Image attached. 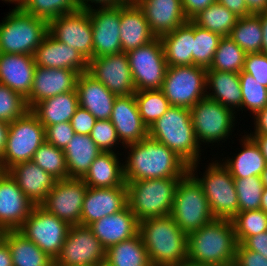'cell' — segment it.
<instances>
[{
	"mask_svg": "<svg viewBox=\"0 0 267 266\" xmlns=\"http://www.w3.org/2000/svg\"><path fill=\"white\" fill-rule=\"evenodd\" d=\"M124 148L125 181L183 178L189 172V165L183 159L149 136Z\"/></svg>",
	"mask_w": 267,
	"mask_h": 266,
	"instance_id": "6da1fadb",
	"label": "cell"
},
{
	"mask_svg": "<svg viewBox=\"0 0 267 266\" xmlns=\"http://www.w3.org/2000/svg\"><path fill=\"white\" fill-rule=\"evenodd\" d=\"M187 261L199 265L234 266L238 245L230 219L215 218L187 235Z\"/></svg>",
	"mask_w": 267,
	"mask_h": 266,
	"instance_id": "7a4b0ae2",
	"label": "cell"
},
{
	"mask_svg": "<svg viewBox=\"0 0 267 266\" xmlns=\"http://www.w3.org/2000/svg\"><path fill=\"white\" fill-rule=\"evenodd\" d=\"M139 234L153 266H177L187 261V234L170 215L139 222Z\"/></svg>",
	"mask_w": 267,
	"mask_h": 266,
	"instance_id": "3957f363",
	"label": "cell"
},
{
	"mask_svg": "<svg viewBox=\"0 0 267 266\" xmlns=\"http://www.w3.org/2000/svg\"><path fill=\"white\" fill-rule=\"evenodd\" d=\"M148 136L174 151L188 165L197 163L203 155L195 136L188 108L171 106L151 127Z\"/></svg>",
	"mask_w": 267,
	"mask_h": 266,
	"instance_id": "277c9868",
	"label": "cell"
},
{
	"mask_svg": "<svg viewBox=\"0 0 267 266\" xmlns=\"http://www.w3.org/2000/svg\"><path fill=\"white\" fill-rule=\"evenodd\" d=\"M212 159L203 173L200 161L189 165V173L202 186L214 218L231 220L239 212L234 178L219 159Z\"/></svg>",
	"mask_w": 267,
	"mask_h": 266,
	"instance_id": "5b68a950",
	"label": "cell"
},
{
	"mask_svg": "<svg viewBox=\"0 0 267 266\" xmlns=\"http://www.w3.org/2000/svg\"><path fill=\"white\" fill-rule=\"evenodd\" d=\"M182 178L125 181L127 201L140 222L151 217L170 215L177 186Z\"/></svg>",
	"mask_w": 267,
	"mask_h": 266,
	"instance_id": "8992f818",
	"label": "cell"
},
{
	"mask_svg": "<svg viewBox=\"0 0 267 266\" xmlns=\"http://www.w3.org/2000/svg\"><path fill=\"white\" fill-rule=\"evenodd\" d=\"M0 22V53L33 55L48 33V22L13 8Z\"/></svg>",
	"mask_w": 267,
	"mask_h": 266,
	"instance_id": "52a82bcc",
	"label": "cell"
},
{
	"mask_svg": "<svg viewBox=\"0 0 267 266\" xmlns=\"http://www.w3.org/2000/svg\"><path fill=\"white\" fill-rule=\"evenodd\" d=\"M170 216L187 235L215 219L202 186L189 172L177 186Z\"/></svg>",
	"mask_w": 267,
	"mask_h": 266,
	"instance_id": "ba28073f",
	"label": "cell"
},
{
	"mask_svg": "<svg viewBox=\"0 0 267 266\" xmlns=\"http://www.w3.org/2000/svg\"><path fill=\"white\" fill-rule=\"evenodd\" d=\"M190 111L195 136L200 146H213L215 143L221 146V142L225 143L230 136L233 138L232 132L236 128L235 121L238 118L231 109L206 97L198 101Z\"/></svg>",
	"mask_w": 267,
	"mask_h": 266,
	"instance_id": "9c48e42d",
	"label": "cell"
},
{
	"mask_svg": "<svg viewBox=\"0 0 267 266\" xmlns=\"http://www.w3.org/2000/svg\"><path fill=\"white\" fill-rule=\"evenodd\" d=\"M45 142V127L29 109L9 123L5 151L0 163L8 170L17 163L32 161L34 153Z\"/></svg>",
	"mask_w": 267,
	"mask_h": 266,
	"instance_id": "30bf717a",
	"label": "cell"
},
{
	"mask_svg": "<svg viewBox=\"0 0 267 266\" xmlns=\"http://www.w3.org/2000/svg\"><path fill=\"white\" fill-rule=\"evenodd\" d=\"M206 71L196 65L168 67L161 90L169 104L191 109L206 98Z\"/></svg>",
	"mask_w": 267,
	"mask_h": 266,
	"instance_id": "8fae6325",
	"label": "cell"
},
{
	"mask_svg": "<svg viewBox=\"0 0 267 266\" xmlns=\"http://www.w3.org/2000/svg\"><path fill=\"white\" fill-rule=\"evenodd\" d=\"M127 58L136 92L162 88L168 65L159 37L128 51Z\"/></svg>",
	"mask_w": 267,
	"mask_h": 266,
	"instance_id": "7c38bea8",
	"label": "cell"
},
{
	"mask_svg": "<svg viewBox=\"0 0 267 266\" xmlns=\"http://www.w3.org/2000/svg\"><path fill=\"white\" fill-rule=\"evenodd\" d=\"M70 227L67 222L47 212L40 205H35L18 231L55 260Z\"/></svg>",
	"mask_w": 267,
	"mask_h": 266,
	"instance_id": "4fadbf2b",
	"label": "cell"
},
{
	"mask_svg": "<svg viewBox=\"0 0 267 266\" xmlns=\"http://www.w3.org/2000/svg\"><path fill=\"white\" fill-rule=\"evenodd\" d=\"M48 33L76 49L88 62L93 58V31L88 10L78 9L50 20Z\"/></svg>",
	"mask_w": 267,
	"mask_h": 266,
	"instance_id": "5bb4252c",
	"label": "cell"
},
{
	"mask_svg": "<svg viewBox=\"0 0 267 266\" xmlns=\"http://www.w3.org/2000/svg\"><path fill=\"white\" fill-rule=\"evenodd\" d=\"M106 251L89 226L72 225L54 262L62 266H94L106 258Z\"/></svg>",
	"mask_w": 267,
	"mask_h": 266,
	"instance_id": "9a60e30c",
	"label": "cell"
},
{
	"mask_svg": "<svg viewBox=\"0 0 267 266\" xmlns=\"http://www.w3.org/2000/svg\"><path fill=\"white\" fill-rule=\"evenodd\" d=\"M87 189L88 186L82 179L58 180L40 206L70 226L79 225Z\"/></svg>",
	"mask_w": 267,
	"mask_h": 266,
	"instance_id": "2e32d148",
	"label": "cell"
},
{
	"mask_svg": "<svg viewBox=\"0 0 267 266\" xmlns=\"http://www.w3.org/2000/svg\"><path fill=\"white\" fill-rule=\"evenodd\" d=\"M87 72L116 96L136 93L126 52L92 58Z\"/></svg>",
	"mask_w": 267,
	"mask_h": 266,
	"instance_id": "e0dca14e",
	"label": "cell"
},
{
	"mask_svg": "<svg viewBox=\"0 0 267 266\" xmlns=\"http://www.w3.org/2000/svg\"><path fill=\"white\" fill-rule=\"evenodd\" d=\"M93 31V58L122 52L120 4L88 9Z\"/></svg>",
	"mask_w": 267,
	"mask_h": 266,
	"instance_id": "ac0fdd59",
	"label": "cell"
},
{
	"mask_svg": "<svg viewBox=\"0 0 267 266\" xmlns=\"http://www.w3.org/2000/svg\"><path fill=\"white\" fill-rule=\"evenodd\" d=\"M127 205L126 183L111 188L88 187L82 204L80 225L90 226L105 216L121 211Z\"/></svg>",
	"mask_w": 267,
	"mask_h": 266,
	"instance_id": "d6986e66",
	"label": "cell"
},
{
	"mask_svg": "<svg viewBox=\"0 0 267 266\" xmlns=\"http://www.w3.org/2000/svg\"><path fill=\"white\" fill-rule=\"evenodd\" d=\"M34 206L7 172L0 180V226L5 231L18 230Z\"/></svg>",
	"mask_w": 267,
	"mask_h": 266,
	"instance_id": "ffe728a7",
	"label": "cell"
},
{
	"mask_svg": "<svg viewBox=\"0 0 267 266\" xmlns=\"http://www.w3.org/2000/svg\"><path fill=\"white\" fill-rule=\"evenodd\" d=\"M78 75L70 69L36 67L31 92L26 98L28 108L47 98L76 90Z\"/></svg>",
	"mask_w": 267,
	"mask_h": 266,
	"instance_id": "44dd1931",
	"label": "cell"
},
{
	"mask_svg": "<svg viewBox=\"0 0 267 266\" xmlns=\"http://www.w3.org/2000/svg\"><path fill=\"white\" fill-rule=\"evenodd\" d=\"M110 121L123 148L148 136V128L139 114L134 94L115 98Z\"/></svg>",
	"mask_w": 267,
	"mask_h": 266,
	"instance_id": "7402d4cb",
	"label": "cell"
},
{
	"mask_svg": "<svg viewBox=\"0 0 267 266\" xmlns=\"http://www.w3.org/2000/svg\"><path fill=\"white\" fill-rule=\"evenodd\" d=\"M33 57L36 67L70 69L79 74L88 71V61L76 49L59 42L49 33L43 38Z\"/></svg>",
	"mask_w": 267,
	"mask_h": 266,
	"instance_id": "603a6c76",
	"label": "cell"
},
{
	"mask_svg": "<svg viewBox=\"0 0 267 266\" xmlns=\"http://www.w3.org/2000/svg\"><path fill=\"white\" fill-rule=\"evenodd\" d=\"M151 32L160 37L185 24L188 19L182 7V0H137Z\"/></svg>",
	"mask_w": 267,
	"mask_h": 266,
	"instance_id": "cb8c5ba5",
	"label": "cell"
},
{
	"mask_svg": "<svg viewBox=\"0 0 267 266\" xmlns=\"http://www.w3.org/2000/svg\"><path fill=\"white\" fill-rule=\"evenodd\" d=\"M35 69L33 55L0 53V84L25 99L30 95Z\"/></svg>",
	"mask_w": 267,
	"mask_h": 266,
	"instance_id": "d4e9b609",
	"label": "cell"
},
{
	"mask_svg": "<svg viewBox=\"0 0 267 266\" xmlns=\"http://www.w3.org/2000/svg\"><path fill=\"white\" fill-rule=\"evenodd\" d=\"M76 91L79 106L88 110L96 120H107L111 118L113 105L117 96L88 72L78 75Z\"/></svg>",
	"mask_w": 267,
	"mask_h": 266,
	"instance_id": "484cf974",
	"label": "cell"
},
{
	"mask_svg": "<svg viewBox=\"0 0 267 266\" xmlns=\"http://www.w3.org/2000/svg\"><path fill=\"white\" fill-rule=\"evenodd\" d=\"M89 227L106 249L139 233V221L128 205L115 214L99 219Z\"/></svg>",
	"mask_w": 267,
	"mask_h": 266,
	"instance_id": "4316f807",
	"label": "cell"
},
{
	"mask_svg": "<svg viewBox=\"0 0 267 266\" xmlns=\"http://www.w3.org/2000/svg\"><path fill=\"white\" fill-rule=\"evenodd\" d=\"M7 172L34 205H40L45 200L57 181L33 161L17 163Z\"/></svg>",
	"mask_w": 267,
	"mask_h": 266,
	"instance_id": "83f0119b",
	"label": "cell"
},
{
	"mask_svg": "<svg viewBox=\"0 0 267 266\" xmlns=\"http://www.w3.org/2000/svg\"><path fill=\"white\" fill-rule=\"evenodd\" d=\"M120 42L122 52L141 47L156 36L151 32L143 11L136 3L120 4Z\"/></svg>",
	"mask_w": 267,
	"mask_h": 266,
	"instance_id": "f1b7e54d",
	"label": "cell"
},
{
	"mask_svg": "<svg viewBox=\"0 0 267 266\" xmlns=\"http://www.w3.org/2000/svg\"><path fill=\"white\" fill-rule=\"evenodd\" d=\"M206 82V97L231 109L238 116L242 105L239 73L208 68Z\"/></svg>",
	"mask_w": 267,
	"mask_h": 266,
	"instance_id": "f546056e",
	"label": "cell"
},
{
	"mask_svg": "<svg viewBox=\"0 0 267 266\" xmlns=\"http://www.w3.org/2000/svg\"><path fill=\"white\" fill-rule=\"evenodd\" d=\"M119 156H122L119 151H102L90 165L88 172L82 180L91 188L123 186L125 184L124 167L122 163L124 158H120Z\"/></svg>",
	"mask_w": 267,
	"mask_h": 266,
	"instance_id": "4dcf8cb0",
	"label": "cell"
},
{
	"mask_svg": "<svg viewBox=\"0 0 267 266\" xmlns=\"http://www.w3.org/2000/svg\"><path fill=\"white\" fill-rule=\"evenodd\" d=\"M242 149L234 153V157H224L221 163L229 170L234 179L247 178L250 176L261 177L265 169L266 161L256 142L246 133L238 139ZM232 157V158H231Z\"/></svg>",
	"mask_w": 267,
	"mask_h": 266,
	"instance_id": "1f68e13d",
	"label": "cell"
},
{
	"mask_svg": "<svg viewBox=\"0 0 267 266\" xmlns=\"http://www.w3.org/2000/svg\"><path fill=\"white\" fill-rule=\"evenodd\" d=\"M168 67L192 65L194 23L188 20L174 31L159 37Z\"/></svg>",
	"mask_w": 267,
	"mask_h": 266,
	"instance_id": "d6a6232c",
	"label": "cell"
},
{
	"mask_svg": "<svg viewBox=\"0 0 267 266\" xmlns=\"http://www.w3.org/2000/svg\"><path fill=\"white\" fill-rule=\"evenodd\" d=\"M79 107L77 91H69L36 103L30 110L43 126L70 122Z\"/></svg>",
	"mask_w": 267,
	"mask_h": 266,
	"instance_id": "836d02e7",
	"label": "cell"
},
{
	"mask_svg": "<svg viewBox=\"0 0 267 266\" xmlns=\"http://www.w3.org/2000/svg\"><path fill=\"white\" fill-rule=\"evenodd\" d=\"M68 169V178L82 179L90 165L102 152L90 135L75 133L63 150Z\"/></svg>",
	"mask_w": 267,
	"mask_h": 266,
	"instance_id": "e575fe53",
	"label": "cell"
},
{
	"mask_svg": "<svg viewBox=\"0 0 267 266\" xmlns=\"http://www.w3.org/2000/svg\"><path fill=\"white\" fill-rule=\"evenodd\" d=\"M3 239L9 246L13 266H51L54 262V259L18 230L5 231Z\"/></svg>",
	"mask_w": 267,
	"mask_h": 266,
	"instance_id": "d590c367",
	"label": "cell"
},
{
	"mask_svg": "<svg viewBox=\"0 0 267 266\" xmlns=\"http://www.w3.org/2000/svg\"><path fill=\"white\" fill-rule=\"evenodd\" d=\"M106 259L114 266H152L139 233L131 239L109 247Z\"/></svg>",
	"mask_w": 267,
	"mask_h": 266,
	"instance_id": "8d00e7d4",
	"label": "cell"
},
{
	"mask_svg": "<svg viewBox=\"0 0 267 266\" xmlns=\"http://www.w3.org/2000/svg\"><path fill=\"white\" fill-rule=\"evenodd\" d=\"M229 37L246 54L261 52L263 32L259 16L251 14L238 18Z\"/></svg>",
	"mask_w": 267,
	"mask_h": 266,
	"instance_id": "74e56055",
	"label": "cell"
},
{
	"mask_svg": "<svg viewBox=\"0 0 267 266\" xmlns=\"http://www.w3.org/2000/svg\"><path fill=\"white\" fill-rule=\"evenodd\" d=\"M238 18L227 7L215 2L200 11L191 21L198 27L218 33L224 37L229 36Z\"/></svg>",
	"mask_w": 267,
	"mask_h": 266,
	"instance_id": "f35d334b",
	"label": "cell"
},
{
	"mask_svg": "<svg viewBox=\"0 0 267 266\" xmlns=\"http://www.w3.org/2000/svg\"><path fill=\"white\" fill-rule=\"evenodd\" d=\"M246 53L229 36L220 39L210 70L240 73Z\"/></svg>",
	"mask_w": 267,
	"mask_h": 266,
	"instance_id": "ab89813d",
	"label": "cell"
},
{
	"mask_svg": "<svg viewBox=\"0 0 267 266\" xmlns=\"http://www.w3.org/2000/svg\"><path fill=\"white\" fill-rule=\"evenodd\" d=\"M134 96L139 114L147 128L171 107L161 89L137 91Z\"/></svg>",
	"mask_w": 267,
	"mask_h": 266,
	"instance_id": "60d3db41",
	"label": "cell"
},
{
	"mask_svg": "<svg viewBox=\"0 0 267 266\" xmlns=\"http://www.w3.org/2000/svg\"><path fill=\"white\" fill-rule=\"evenodd\" d=\"M194 38L192 65L208 69L213 62L215 51L222 36L194 24Z\"/></svg>",
	"mask_w": 267,
	"mask_h": 266,
	"instance_id": "b9f144b4",
	"label": "cell"
},
{
	"mask_svg": "<svg viewBox=\"0 0 267 266\" xmlns=\"http://www.w3.org/2000/svg\"><path fill=\"white\" fill-rule=\"evenodd\" d=\"M32 161L57 181L68 179V169L64 151L44 142L34 153Z\"/></svg>",
	"mask_w": 267,
	"mask_h": 266,
	"instance_id": "7bdbcfd3",
	"label": "cell"
},
{
	"mask_svg": "<svg viewBox=\"0 0 267 266\" xmlns=\"http://www.w3.org/2000/svg\"><path fill=\"white\" fill-rule=\"evenodd\" d=\"M242 91L241 111H250L251 118L267 106V88L243 70L239 73ZM243 109V110H242Z\"/></svg>",
	"mask_w": 267,
	"mask_h": 266,
	"instance_id": "ee69618b",
	"label": "cell"
},
{
	"mask_svg": "<svg viewBox=\"0 0 267 266\" xmlns=\"http://www.w3.org/2000/svg\"><path fill=\"white\" fill-rule=\"evenodd\" d=\"M21 9L49 22L63 14L78 10L79 6L76 0H25Z\"/></svg>",
	"mask_w": 267,
	"mask_h": 266,
	"instance_id": "f6af8a7d",
	"label": "cell"
},
{
	"mask_svg": "<svg viewBox=\"0 0 267 266\" xmlns=\"http://www.w3.org/2000/svg\"><path fill=\"white\" fill-rule=\"evenodd\" d=\"M231 221L239 244L247 237L267 231V214L261 209L238 212Z\"/></svg>",
	"mask_w": 267,
	"mask_h": 266,
	"instance_id": "bcb514c9",
	"label": "cell"
},
{
	"mask_svg": "<svg viewBox=\"0 0 267 266\" xmlns=\"http://www.w3.org/2000/svg\"><path fill=\"white\" fill-rule=\"evenodd\" d=\"M237 192L239 212L257 210L261 207L263 182L259 176L234 179Z\"/></svg>",
	"mask_w": 267,
	"mask_h": 266,
	"instance_id": "7dc6e473",
	"label": "cell"
},
{
	"mask_svg": "<svg viewBox=\"0 0 267 266\" xmlns=\"http://www.w3.org/2000/svg\"><path fill=\"white\" fill-rule=\"evenodd\" d=\"M28 110L26 99L22 95L0 84V120L10 123Z\"/></svg>",
	"mask_w": 267,
	"mask_h": 266,
	"instance_id": "c3c4849f",
	"label": "cell"
},
{
	"mask_svg": "<svg viewBox=\"0 0 267 266\" xmlns=\"http://www.w3.org/2000/svg\"><path fill=\"white\" fill-rule=\"evenodd\" d=\"M90 136L103 152H116L117 147L121 145L116 129L110 119L96 120Z\"/></svg>",
	"mask_w": 267,
	"mask_h": 266,
	"instance_id": "681fc988",
	"label": "cell"
},
{
	"mask_svg": "<svg viewBox=\"0 0 267 266\" xmlns=\"http://www.w3.org/2000/svg\"><path fill=\"white\" fill-rule=\"evenodd\" d=\"M45 127V141L64 150L75 134L71 122H62Z\"/></svg>",
	"mask_w": 267,
	"mask_h": 266,
	"instance_id": "f907efd6",
	"label": "cell"
},
{
	"mask_svg": "<svg viewBox=\"0 0 267 266\" xmlns=\"http://www.w3.org/2000/svg\"><path fill=\"white\" fill-rule=\"evenodd\" d=\"M243 71L267 88V54L262 52L246 54Z\"/></svg>",
	"mask_w": 267,
	"mask_h": 266,
	"instance_id": "816d5d0a",
	"label": "cell"
},
{
	"mask_svg": "<svg viewBox=\"0 0 267 266\" xmlns=\"http://www.w3.org/2000/svg\"><path fill=\"white\" fill-rule=\"evenodd\" d=\"M70 122L75 133L90 135L96 118L88 110L79 106Z\"/></svg>",
	"mask_w": 267,
	"mask_h": 266,
	"instance_id": "f5cc1de1",
	"label": "cell"
},
{
	"mask_svg": "<svg viewBox=\"0 0 267 266\" xmlns=\"http://www.w3.org/2000/svg\"><path fill=\"white\" fill-rule=\"evenodd\" d=\"M234 266H267V258L238 243Z\"/></svg>",
	"mask_w": 267,
	"mask_h": 266,
	"instance_id": "db71d44e",
	"label": "cell"
},
{
	"mask_svg": "<svg viewBox=\"0 0 267 266\" xmlns=\"http://www.w3.org/2000/svg\"><path fill=\"white\" fill-rule=\"evenodd\" d=\"M241 244L246 249L260 253L267 258V231L247 237Z\"/></svg>",
	"mask_w": 267,
	"mask_h": 266,
	"instance_id": "11a10c76",
	"label": "cell"
},
{
	"mask_svg": "<svg viewBox=\"0 0 267 266\" xmlns=\"http://www.w3.org/2000/svg\"><path fill=\"white\" fill-rule=\"evenodd\" d=\"M216 0H182V7L188 20H191L200 11L215 3Z\"/></svg>",
	"mask_w": 267,
	"mask_h": 266,
	"instance_id": "9f6ffc18",
	"label": "cell"
},
{
	"mask_svg": "<svg viewBox=\"0 0 267 266\" xmlns=\"http://www.w3.org/2000/svg\"><path fill=\"white\" fill-rule=\"evenodd\" d=\"M216 2L227 7L239 18L251 15L248 12L245 0H216Z\"/></svg>",
	"mask_w": 267,
	"mask_h": 266,
	"instance_id": "6f0895ef",
	"label": "cell"
},
{
	"mask_svg": "<svg viewBox=\"0 0 267 266\" xmlns=\"http://www.w3.org/2000/svg\"><path fill=\"white\" fill-rule=\"evenodd\" d=\"M254 130L248 135H267V106L252 117Z\"/></svg>",
	"mask_w": 267,
	"mask_h": 266,
	"instance_id": "680465c9",
	"label": "cell"
},
{
	"mask_svg": "<svg viewBox=\"0 0 267 266\" xmlns=\"http://www.w3.org/2000/svg\"><path fill=\"white\" fill-rule=\"evenodd\" d=\"M79 6V9L88 10L92 8L93 5L96 7L104 6H115L118 3L115 0H76Z\"/></svg>",
	"mask_w": 267,
	"mask_h": 266,
	"instance_id": "91938a15",
	"label": "cell"
},
{
	"mask_svg": "<svg viewBox=\"0 0 267 266\" xmlns=\"http://www.w3.org/2000/svg\"><path fill=\"white\" fill-rule=\"evenodd\" d=\"M248 12L257 15L267 11V0H245Z\"/></svg>",
	"mask_w": 267,
	"mask_h": 266,
	"instance_id": "94428289",
	"label": "cell"
},
{
	"mask_svg": "<svg viewBox=\"0 0 267 266\" xmlns=\"http://www.w3.org/2000/svg\"><path fill=\"white\" fill-rule=\"evenodd\" d=\"M0 266H13L9 246L4 239L0 242Z\"/></svg>",
	"mask_w": 267,
	"mask_h": 266,
	"instance_id": "6125c7cd",
	"label": "cell"
},
{
	"mask_svg": "<svg viewBox=\"0 0 267 266\" xmlns=\"http://www.w3.org/2000/svg\"><path fill=\"white\" fill-rule=\"evenodd\" d=\"M261 21L263 40L261 52L267 54V11L257 14Z\"/></svg>",
	"mask_w": 267,
	"mask_h": 266,
	"instance_id": "be15d7a7",
	"label": "cell"
},
{
	"mask_svg": "<svg viewBox=\"0 0 267 266\" xmlns=\"http://www.w3.org/2000/svg\"><path fill=\"white\" fill-rule=\"evenodd\" d=\"M8 130H9V123L0 120V160L5 151Z\"/></svg>",
	"mask_w": 267,
	"mask_h": 266,
	"instance_id": "e7e4bbea",
	"label": "cell"
},
{
	"mask_svg": "<svg viewBox=\"0 0 267 266\" xmlns=\"http://www.w3.org/2000/svg\"><path fill=\"white\" fill-rule=\"evenodd\" d=\"M259 146L267 163V135H249Z\"/></svg>",
	"mask_w": 267,
	"mask_h": 266,
	"instance_id": "03108f58",
	"label": "cell"
},
{
	"mask_svg": "<svg viewBox=\"0 0 267 266\" xmlns=\"http://www.w3.org/2000/svg\"><path fill=\"white\" fill-rule=\"evenodd\" d=\"M260 209L267 214V188L263 189Z\"/></svg>",
	"mask_w": 267,
	"mask_h": 266,
	"instance_id": "003e7915",
	"label": "cell"
},
{
	"mask_svg": "<svg viewBox=\"0 0 267 266\" xmlns=\"http://www.w3.org/2000/svg\"><path fill=\"white\" fill-rule=\"evenodd\" d=\"M4 3H10V4H14V8H21L23 6V4L25 3V0H2Z\"/></svg>",
	"mask_w": 267,
	"mask_h": 266,
	"instance_id": "a7ac6f4b",
	"label": "cell"
},
{
	"mask_svg": "<svg viewBox=\"0 0 267 266\" xmlns=\"http://www.w3.org/2000/svg\"><path fill=\"white\" fill-rule=\"evenodd\" d=\"M261 180L263 182L264 188H267V164L265 166V169L262 171Z\"/></svg>",
	"mask_w": 267,
	"mask_h": 266,
	"instance_id": "89a4df30",
	"label": "cell"
},
{
	"mask_svg": "<svg viewBox=\"0 0 267 266\" xmlns=\"http://www.w3.org/2000/svg\"><path fill=\"white\" fill-rule=\"evenodd\" d=\"M94 266H114L108 259L100 260L96 265Z\"/></svg>",
	"mask_w": 267,
	"mask_h": 266,
	"instance_id": "2644e50d",
	"label": "cell"
},
{
	"mask_svg": "<svg viewBox=\"0 0 267 266\" xmlns=\"http://www.w3.org/2000/svg\"><path fill=\"white\" fill-rule=\"evenodd\" d=\"M177 266H211V265H199V264H193V263H190L188 261L184 262V263H181Z\"/></svg>",
	"mask_w": 267,
	"mask_h": 266,
	"instance_id": "8c879c8a",
	"label": "cell"
},
{
	"mask_svg": "<svg viewBox=\"0 0 267 266\" xmlns=\"http://www.w3.org/2000/svg\"><path fill=\"white\" fill-rule=\"evenodd\" d=\"M7 173V169L0 163V180Z\"/></svg>",
	"mask_w": 267,
	"mask_h": 266,
	"instance_id": "753ad0ef",
	"label": "cell"
},
{
	"mask_svg": "<svg viewBox=\"0 0 267 266\" xmlns=\"http://www.w3.org/2000/svg\"><path fill=\"white\" fill-rule=\"evenodd\" d=\"M118 4L135 3L137 0H115Z\"/></svg>",
	"mask_w": 267,
	"mask_h": 266,
	"instance_id": "34e18365",
	"label": "cell"
},
{
	"mask_svg": "<svg viewBox=\"0 0 267 266\" xmlns=\"http://www.w3.org/2000/svg\"><path fill=\"white\" fill-rule=\"evenodd\" d=\"M5 230L0 226V242L3 240Z\"/></svg>",
	"mask_w": 267,
	"mask_h": 266,
	"instance_id": "11e5206c",
	"label": "cell"
},
{
	"mask_svg": "<svg viewBox=\"0 0 267 266\" xmlns=\"http://www.w3.org/2000/svg\"><path fill=\"white\" fill-rule=\"evenodd\" d=\"M51 266H62V265H59L56 262H53Z\"/></svg>",
	"mask_w": 267,
	"mask_h": 266,
	"instance_id": "2a66077c",
	"label": "cell"
}]
</instances>
